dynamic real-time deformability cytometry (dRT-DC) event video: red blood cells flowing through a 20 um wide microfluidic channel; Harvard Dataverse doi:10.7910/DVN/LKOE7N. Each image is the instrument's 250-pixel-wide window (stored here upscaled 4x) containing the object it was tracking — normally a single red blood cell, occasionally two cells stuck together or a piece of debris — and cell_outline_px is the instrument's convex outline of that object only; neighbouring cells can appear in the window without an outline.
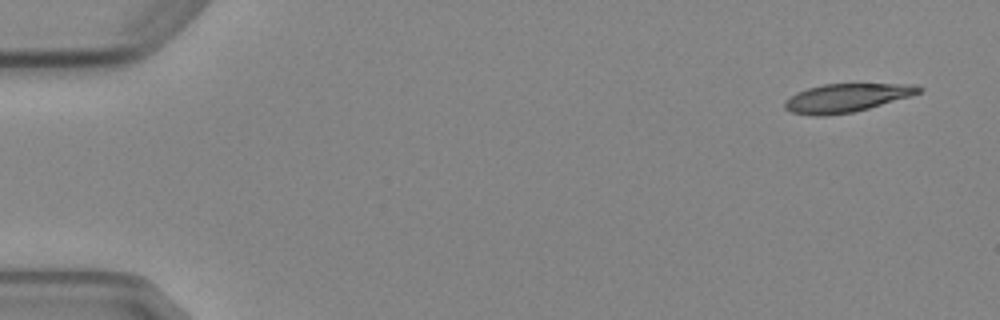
{"species": "Egyptian fruit bat (a non-hibernating species)", "species_latin": "Rousettus aegyptiacus", "temperature_condition": "cold", "stored_images_in_passage": 6, "camera_frame_rate_fps": 3000, "um_per_image_px": 0.085, "animal": {"sex": "female"}, "frame": {"image": 1, "passage_image": 1, "time_ms": 0.0, "image_size_px": [1000, 320], "cell_outline_px": [[924, 88], [920, 92], [908, 96], [868, 108], [852, 112], [824, 116], [816, 116], [792, 112], [784, 108], [784, 100], [796, 92], [808, 88], [824, 84], [916, 84]], "centroid_in_image_um": [71.9, 8.31], "position_along_channel_um": 13.1, "area_um2": 21.96}}
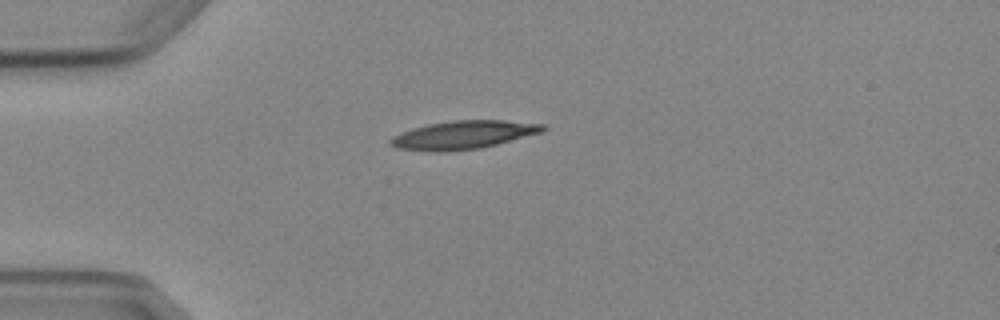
{"frame": {"image": 2, "passage_image": 4, "time_ms": 3.667, "image_size_px": [1000, 320], "cell_outline_px": [[548, 128], [544, 132], [480, 148], [444, 152], [432, 152], [396, 148], [388, 144], [388, 140], [392, 136], [412, 128], [428, 124], [452, 120], [504, 120], [544, 124]], "centroid_in_image_um": [39.37, 11.47], "position_along_channel_um": 45.6, "area_um2": 25.37}}
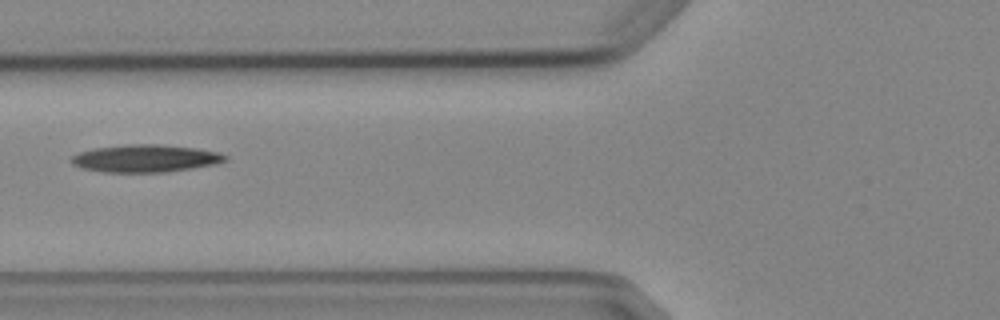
{"frame": {"image": 3, "passage_image": 6, "time_ms": 6.0, "image_size_px": [1000, 320], "cell_outline_px": [[228, 160], [216, 164], [168, 172], [100, 172], [80, 168], [72, 164], [72, 156], [80, 152], [92, 148], [128, 144], [160, 144], [196, 148], [220, 152], [228, 156]], "centroid_in_image_um": [12.38, 13.46], "position_along_channel_um": 113.4, "area_um2": 24.91}}